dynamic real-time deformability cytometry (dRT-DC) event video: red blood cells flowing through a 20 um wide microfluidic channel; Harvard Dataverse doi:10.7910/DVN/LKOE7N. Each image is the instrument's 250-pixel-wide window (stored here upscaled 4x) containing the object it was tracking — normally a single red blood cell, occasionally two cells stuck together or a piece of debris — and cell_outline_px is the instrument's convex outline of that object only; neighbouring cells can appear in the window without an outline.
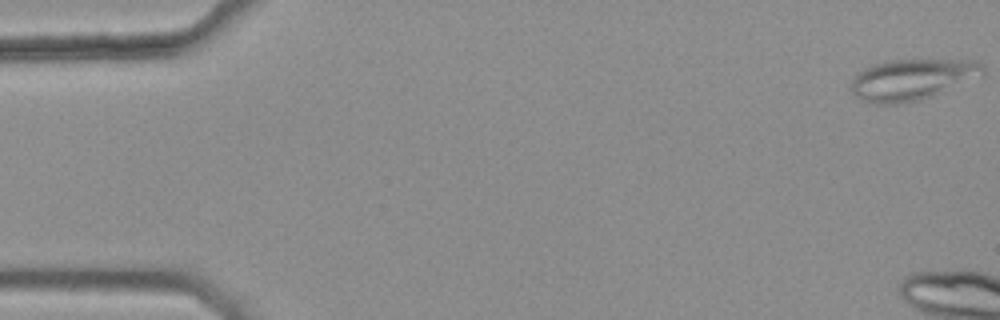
{"species": "common noctule bat (a hibernating species)", "species_latin": "Nyctalus noctula", "temperature_condition": "warm", "stored_images_in_passage": 5, "camera_frame_rate_fps": 3000, "um_per_image_px": 0.085, "animal": {"sex": "female", "body_mass_g": 25.1}, "frame": {"image": 1, "passage_image": 1, "time_ms": 0.0, "image_size_px": [1000, 320], "cell_outline_px": [[984, 76], [932, 96], [920, 100], [896, 104], [876, 104], [860, 100], [852, 92], [852, 80], [864, 68], [872, 64], [888, 60], [972, 60], [980, 64], [984, 68]], "centroid_in_image_um": [77.54, 6.76], "position_along_channel_um": 7.5, "area_um2": 31.56}}